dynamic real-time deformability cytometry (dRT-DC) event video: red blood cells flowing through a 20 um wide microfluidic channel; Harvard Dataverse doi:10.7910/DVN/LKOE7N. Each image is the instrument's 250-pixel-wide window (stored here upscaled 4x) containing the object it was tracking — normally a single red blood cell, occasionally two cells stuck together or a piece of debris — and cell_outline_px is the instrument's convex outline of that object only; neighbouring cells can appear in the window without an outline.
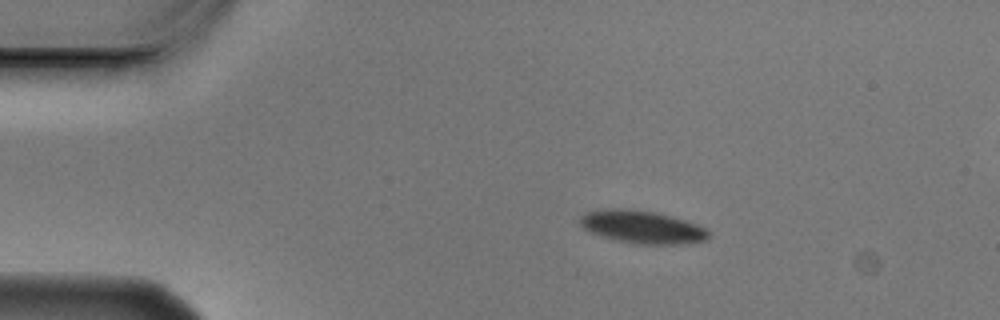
{"species": "Egyptian fruit bat (a non-hibernating species)", "species_latin": "Rousettus aegyptiacus", "temperature_condition": "cold", "stored_images_in_passage": 4, "camera_frame_rate_fps": 3000, "um_per_image_px": 0.085, "animal": {"sex": "male"}, "frame": {"image": 1, "passage_image": 2, "time_ms": 0.333, "image_size_px": [1000, 320], "cell_outline_px": [[712, 236], [708, 240], [688, 244], [636, 244], [616, 240], [588, 232], [580, 224], [580, 216], [588, 212], [612, 208], [624, 208], [656, 212], [672, 216], [708, 228]], "centroid_in_image_um": [54.65, 19.31], "position_along_channel_um": 30.3, "area_um2": 24.85}}